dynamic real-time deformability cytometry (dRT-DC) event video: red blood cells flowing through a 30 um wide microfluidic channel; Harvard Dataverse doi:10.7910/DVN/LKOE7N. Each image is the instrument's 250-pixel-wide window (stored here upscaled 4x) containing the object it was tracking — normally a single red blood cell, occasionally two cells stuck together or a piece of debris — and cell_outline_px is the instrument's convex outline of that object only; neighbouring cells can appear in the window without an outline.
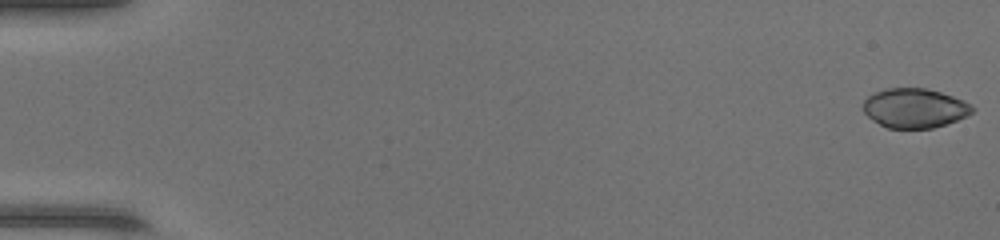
{"species": "common noctule bat (a hibernating species)", "species_latin": "Nyctalus noctula", "temperature_condition": "warm", "stored_images_in_passage": 55, "camera_frame_rate_fps": 3000, "um_per_image_px": 0.085, "animal": {"sex": "female", "body_mass_g": 17.0, "forearm_length_mm": 48.0}, "frame": {"image": 1, "passage_image": 1, "time_ms": 0.0, "image_size_px": [1000, 240], "cell_outline_px": [[976, 108], [968, 116], [932, 128], [888, 128], [872, 120], [864, 112], [864, 100], [868, 96], [884, 88], [928, 88], [964, 100], [972, 104]], "centroid_in_image_um": [77.77, 9.18], "position_along_channel_um": 7.2, "area_um2": 25.09}}
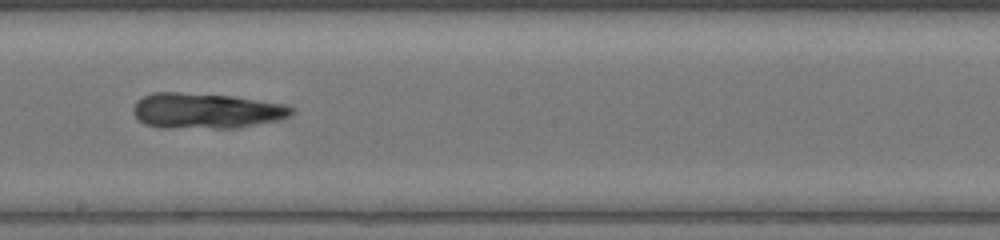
{"frame": {"image": 2, "passage_image": 32, "time_ms": 10.333, "image_size_px": [1000, 240], "cell_outline_px": [[292, 112], [288, 116], [280, 120], [240, 128], [160, 128], [144, 124], [132, 112], [132, 108], [136, 100], [152, 92], [180, 92], [236, 96], [284, 104], [292, 108]], "centroid_in_image_um": [17.49, 9.42], "position_along_channel_um": 230.7, "area_um2": 33.18}}
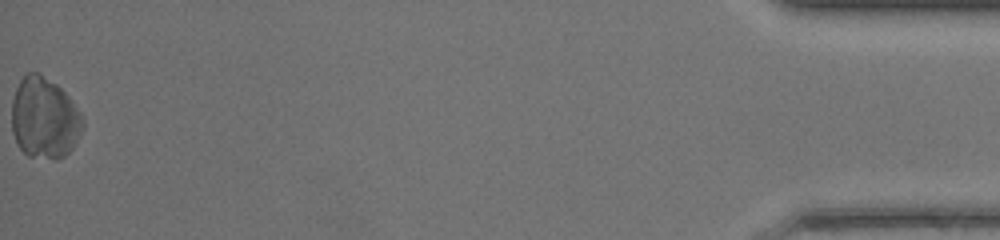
{"frame": {"image": 3, "passage_image": 55, "time_ms": 18.0, "image_size_px": [1000, 240], "cell_outline_px": [[84, 124], [72, 148], [64, 156], [56, 160], [52, 160], [28, 156], [20, 148], [12, 132], [12, 100], [16, 88], [20, 80], [28, 72], [40, 72], [56, 84], [68, 96], [80, 112], [84, 120]], "centroid_in_image_um": [3.76, 10.04], "position_along_channel_um": 431.4, "area_um2": 33.64}}